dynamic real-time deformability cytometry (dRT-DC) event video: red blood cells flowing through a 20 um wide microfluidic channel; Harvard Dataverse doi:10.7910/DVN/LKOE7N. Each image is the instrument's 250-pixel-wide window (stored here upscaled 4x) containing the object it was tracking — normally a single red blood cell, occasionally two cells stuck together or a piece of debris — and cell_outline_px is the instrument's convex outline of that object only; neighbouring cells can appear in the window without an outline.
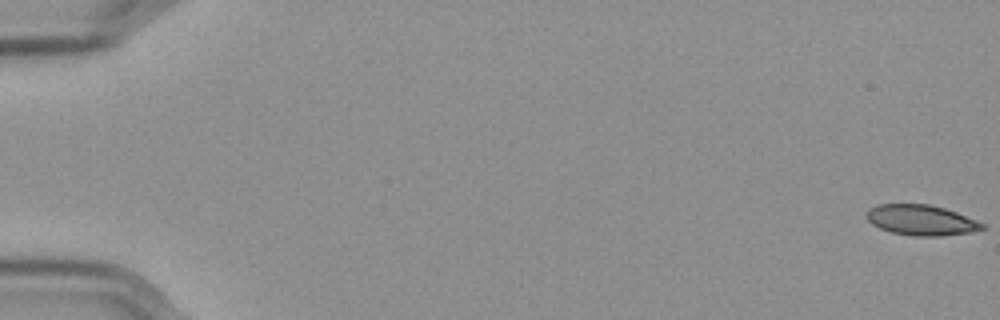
{"species": "Egyptian fruit bat (a non-hibernating species)", "species_latin": "Rousettus aegyptiacus", "temperature_condition": "cold", "stored_images_in_passage": 58, "camera_frame_rate_fps": 3000, "um_per_image_px": 0.085, "frame": {"image": 1, "passage_image": 1, "time_ms": 0.0, "image_size_px": [1000, 320], "cell_outline_px": [[984, 228], [968, 232], [936, 236], [916, 236], [892, 232], [880, 228], [872, 224], [868, 220], [868, 212], [872, 208], [880, 204], [928, 204], [944, 208], [956, 212], [976, 220], [984, 224]], "centroid_in_image_um": [78.3, 18.7], "position_along_channel_um": 6.7, "area_um2": 20.0}}
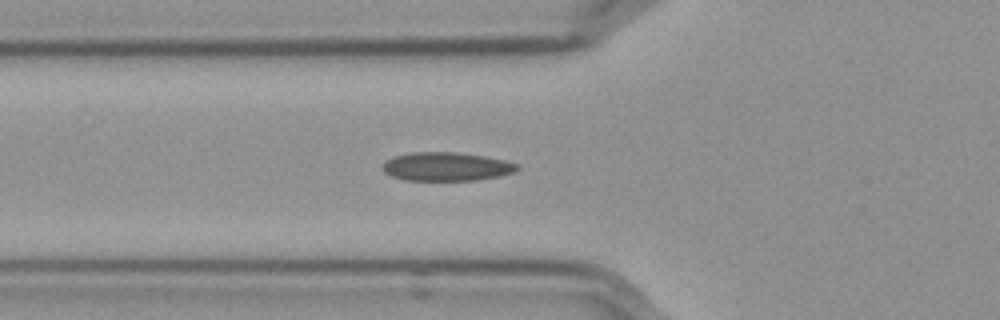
{"frame": {"image": 2, "passage_image": 22, "time_ms": 7.0, "image_size_px": [1000, 320], "cell_outline_px": [[520, 168], [516, 172], [500, 176], [480, 180], [404, 180], [392, 176], [384, 172], [380, 168], [388, 160], [396, 156], [412, 152], [456, 152], [484, 156], [504, 160], [520, 164]], "centroid_in_image_um": [38.0, 14.17], "position_along_channel_um": 87.8, "area_um2": 22.54}}
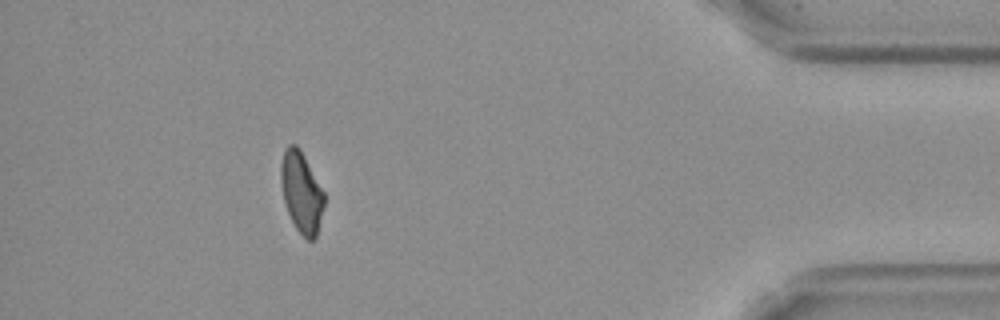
{"frame": {"image": 3, "passage_image": 53, "time_ms": 17.333, "image_size_px": [1000, 320], "cell_outline_px": [[324, 208], [316, 236], [312, 240], [308, 240], [296, 228], [288, 212], [284, 200], [280, 180], [280, 164], [284, 148], [288, 144], [296, 144], [300, 148], [324, 192]], "centroid_in_image_um": [25.61, 16.29], "position_along_channel_um": 409.6, "area_um2": 20.35}, "authors_computed_cell_mechanics": {"area_um2": 21.5016, "velocity_mm_per_s": 3.5744, "shape_relaxation_time_tau1_ms": null, "shape_relaxation_time_tau2_ms": 4.2036, "deformation_change_tau1": null, "deformation_change_tau2": 0.0874}}